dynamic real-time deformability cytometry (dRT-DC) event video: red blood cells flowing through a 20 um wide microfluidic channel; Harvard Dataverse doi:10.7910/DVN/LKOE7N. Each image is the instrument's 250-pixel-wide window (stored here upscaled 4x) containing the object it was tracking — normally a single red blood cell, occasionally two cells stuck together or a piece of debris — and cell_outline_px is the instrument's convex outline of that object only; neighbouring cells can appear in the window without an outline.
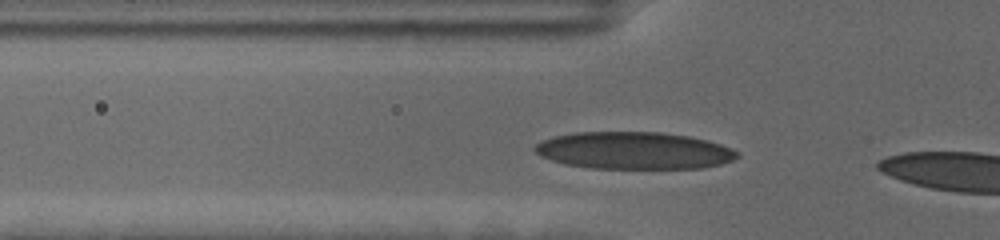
{"species": "human", "species_latin": "Homo sapiens", "temperature_condition": "cold", "stored_images_in_passage": 21, "camera_frame_rate_fps": 3000, "um_per_image_px": 0.085, "donor": {"sex": "female"}, "frame": {"image": 1, "passage_image": 4, "time_ms": 1.0, "image_size_px": [1000, 240], "cell_outline_px": [[740, 156], [732, 160], [720, 164], [700, 168], [592, 168], [564, 164], [540, 156], [532, 148], [540, 140], [552, 136], [576, 132], [660, 132], [688, 136], [708, 140], [720, 144], [740, 152]], "centroid_in_image_um": [53.86, 12.79], "position_along_channel_um": 71.9, "area_um2": 43.99}}
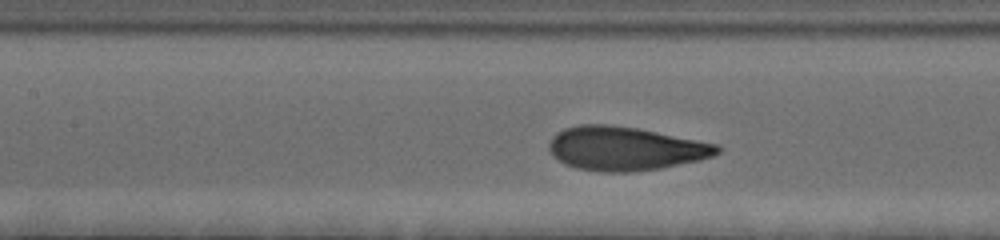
{"frame": {"image": 2, "passage_image": 11, "time_ms": 3.333, "image_size_px": [1000, 240], "cell_outline_px": [[720, 152], [712, 156], [700, 160], [660, 168], [632, 172], [600, 172], [576, 168], [552, 156], [548, 148], [548, 144], [552, 136], [556, 132], [564, 128], [580, 124], [608, 124], [636, 128], [720, 144]], "centroid_in_image_um": [53.13, 12.62], "position_along_channel_um": 154.3, "area_um2": 43.0}}
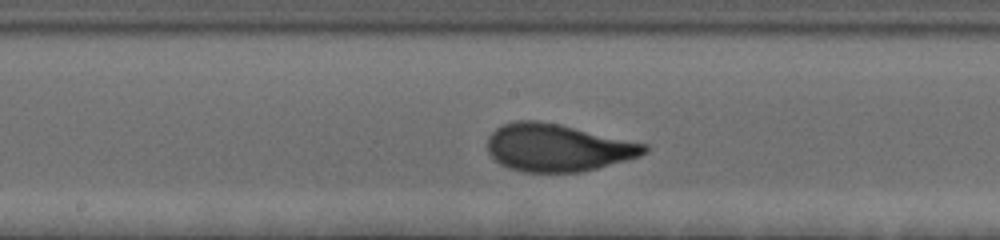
{"frame": {"image": 3, "passage_image": 15, "time_ms": 4.667, "image_size_px": [1000, 240], "cell_outline_px": [[648, 152], [640, 156], [596, 168], [580, 172], [520, 172], [508, 168], [500, 164], [488, 152], [488, 136], [496, 128], [504, 124], [516, 120], [536, 120], [556, 124], [648, 144]], "centroid_in_image_um": [47.37, 12.56], "position_along_channel_um": 200.8, "area_um2": 43.12}}